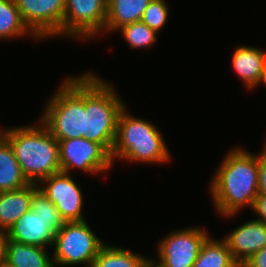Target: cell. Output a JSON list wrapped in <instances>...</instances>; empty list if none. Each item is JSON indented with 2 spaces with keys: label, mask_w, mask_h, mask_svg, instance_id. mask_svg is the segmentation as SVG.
<instances>
[{
  "label": "cell",
  "mask_w": 266,
  "mask_h": 267,
  "mask_svg": "<svg viewBox=\"0 0 266 267\" xmlns=\"http://www.w3.org/2000/svg\"><path fill=\"white\" fill-rule=\"evenodd\" d=\"M242 267H266V246L249 258Z\"/></svg>",
  "instance_id": "26"
},
{
  "label": "cell",
  "mask_w": 266,
  "mask_h": 267,
  "mask_svg": "<svg viewBox=\"0 0 266 267\" xmlns=\"http://www.w3.org/2000/svg\"><path fill=\"white\" fill-rule=\"evenodd\" d=\"M218 167L209 183L213 209L226 219L238 216L244 207L251 210L259 194V153L234 147Z\"/></svg>",
  "instance_id": "1"
},
{
  "label": "cell",
  "mask_w": 266,
  "mask_h": 267,
  "mask_svg": "<svg viewBox=\"0 0 266 267\" xmlns=\"http://www.w3.org/2000/svg\"><path fill=\"white\" fill-rule=\"evenodd\" d=\"M118 32H120L132 49L152 48L153 44L158 41V33L141 20L122 26L118 29Z\"/></svg>",
  "instance_id": "22"
},
{
  "label": "cell",
  "mask_w": 266,
  "mask_h": 267,
  "mask_svg": "<svg viewBox=\"0 0 266 267\" xmlns=\"http://www.w3.org/2000/svg\"><path fill=\"white\" fill-rule=\"evenodd\" d=\"M47 250L7 238L5 264L8 267H54L52 255Z\"/></svg>",
  "instance_id": "16"
},
{
  "label": "cell",
  "mask_w": 266,
  "mask_h": 267,
  "mask_svg": "<svg viewBox=\"0 0 266 267\" xmlns=\"http://www.w3.org/2000/svg\"><path fill=\"white\" fill-rule=\"evenodd\" d=\"M209 234L200 226L172 230L157 243V260L164 267H192Z\"/></svg>",
  "instance_id": "10"
},
{
  "label": "cell",
  "mask_w": 266,
  "mask_h": 267,
  "mask_svg": "<svg viewBox=\"0 0 266 267\" xmlns=\"http://www.w3.org/2000/svg\"><path fill=\"white\" fill-rule=\"evenodd\" d=\"M21 18L39 39L61 38L66 0H15Z\"/></svg>",
  "instance_id": "11"
},
{
  "label": "cell",
  "mask_w": 266,
  "mask_h": 267,
  "mask_svg": "<svg viewBox=\"0 0 266 267\" xmlns=\"http://www.w3.org/2000/svg\"><path fill=\"white\" fill-rule=\"evenodd\" d=\"M166 1L167 0H151L141 18L144 24L157 33H160L169 19V5Z\"/></svg>",
  "instance_id": "23"
},
{
  "label": "cell",
  "mask_w": 266,
  "mask_h": 267,
  "mask_svg": "<svg viewBox=\"0 0 266 267\" xmlns=\"http://www.w3.org/2000/svg\"><path fill=\"white\" fill-rule=\"evenodd\" d=\"M70 175L64 172L53 174L43 179L38 186L65 222L84 221L83 193Z\"/></svg>",
  "instance_id": "12"
},
{
  "label": "cell",
  "mask_w": 266,
  "mask_h": 267,
  "mask_svg": "<svg viewBox=\"0 0 266 267\" xmlns=\"http://www.w3.org/2000/svg\"><path fill=\"white\" fill-rule=\"evenodd\" d=\"M141 267H164L157 259L146 257Z\"/></svg>",
  "instance_id": "28"
},
{
  "label": "cell",
  "mask_w": 266,
  "mask_h": 267,
  "mask_svg": "<svg viewBox=\"0 0 266 267\" xmlns=\"http://www.w3.org/2000/svg\"><path fill=\"white\" fill-rule=\"evenodd\" d=\"M231 59L233 72L242 81L244 87L248 90L256 89L266 62V51L241 45L233 51Z\"/></svg>",
  "instance_id": "14"
},
{
  "label": "cell",
  "mask_w": 266,
  "mask_h": 267,
  "mask_svg": "<svg viewBox=\"0 0 266 267\" xmlns=\"http://www.w3.org/2000/svg\"><path fill=\"white\" fill-rule=\"evenodd\" d=\"M114 87L97 73H85L86 139L101 144L110 154L118 118L126 106Z\"/></svg>",
  "instance_id": "5"
},
{
  "label": "cell",
  "mask_w": 266,
  "mask_h": 267,
  "mask_svg": "<svg viewBox=\"0 0 266 267\" xmlns=\"http://www.w3.org/2000/svg\"><path fill=\"white\" fill-rule=\"evenodd\" d=\"M230 232L223 239L228 244L233 260L240 267L266 246L265 222L252 219Z\"/></svg>",
  "instance_id": "13"
},
{
  "label": "cell",
  "mask_w": 266,
  "mask_h": 267,
  "mask_svg": "<svg viewBox=\"0 0 266 267\" xmlns=\"http://www.w3.org/2000/svg\"><path fill=\"white\" fill-rule=\"evenodd\" d=\"M258 216L256 220L266 223V195L258 194L251 209Z\"/></svg>",
  "instance_id": "25"
},
{
  "label": "cell",
  "mask_w": 266,
  "mask_h": 267,
  "mask_svg": "<svg viewBox=\"0 0 266 267\" xmlns=\"http://www.w3.org/2000/svg\"><path fill=\"white\" fill-rule=\"evenodd\" d=\"M38 184L29 185L18 190L0 192V230L9 228L27 211L30 210L32 192Z\"/></svg>",
  "instance_id": "15"
},
{
  "label": "cell",
  "mask_w": 266,
  "mask_h": 267,
  "mask_svg": "<svg viewBox=\"0 0 266 267\" xmlns=\"http://www.w3.org/2000/svg\"><path fill=\"white\" fill-rule=\"evenodd\" d=\"M127 109L125 106L118 118L112 163L118 159L129 163H168L172 156L160 129L149 120L131 116Z\"/></svg>",
  "instance_id": "3"
},
{
  "label": "cell",
  "mask_w": 266,
  "mask_h": 267,
  "mask_svg": "<svg viewBox=\"0 0 266 267\" xmlns=\"http://www.w3.org/2000/svg\"><path fill=\"white\" fill-rule=\"evenodd\" d=\"M7 250V233L0 230V266L5 264Z\"/></svg>",
  "instance_id": "27"
},
{
  "label": "cell",
  "mask_w": 266,
  "mask_h": 267,
  "mask_svg": "<svg viewBox=\"0 0 266 267\" xmlns=\"http://www.w3.org/2000/svg\"><path fill=\"white\" fill-rule=\"evenodd\" d=\"M106 17L105 0H66L61 36L93 41L104 35Z\"/></svg>",
  "instance_id": "8"
},
{
  "label": "cell",
  "mask_w": 266,
  "mask_h": 267,
  "mask_svg": "<svg viewBox=\"0 0 266 267\" xmlns=\"http://www.w3.org/2000/svg\"><path fill=\"white\" fill-rule=\"evenodd\" d=\"M29 184L11 145L0 134V192L18 190Z\"/></svg>",
  "instance_id": "18"
},
{
  "label": "cell",
  "mask_w": 266,
  "mask_h": 267,
  "mask_svg": "<svg viewBox=\"0 0 266 267\" xmlns=\"http://www.w3.org/2000/svg\"><path fill=\"white\" fill-rule=\"evenodd\" d=\"M212 237L209 236L205 240L192 267H240L233 260L226 241Z\"/></svg>",
  "instance_id": "20"
},
{
  "label": "cell",
  "mask_w": 266,
  "mask_h": 267,
  "mask_svg": "<svg viewBox=\"0 0 266 267\" xmlns=\"http://www.w3.org/2000/svg\"><path fill=\"white\" fill-rule=\"evenodd\" d=\"M0 134L11 145L29 183L39 184L61 172L59 142L39 119L32 125L0 128Z\"/></svg>",
  "instance_id": "2"
},
{
  "label": "cell",
  "mask_w": 266,
  "mask_h": 267,
  "mask_svg": "<svg viewBox=\"0 0 266 267\" xmlns=\"http://www.w3.org/2000/svg\"><path fill=\"white\" fill-rule=\"evenodd\" d=\"M111 0H105L106 4H108Z\"/></svg>",
  "instance_id": "30"
},
{
  "label": "cell",
  "mask_w": 266,
  "mask_h": 267,
  "mask_svg": "<svg viewBox=\"0 0 266 267\" xmlns=\"http://www.w3.org/2000/svg\"><path fill=\"white\" fill-rule=\"evenodd\" d=\"M151 0H111L107 4L105 33L117 31L122 26L140 21Z\"/></svg>",
  "instance_id": "17"
},
{
  "label": "cell",
  "mask_w": 266,
  "mask_h": 267,
  "mask_svg": "<svg viewBox=\"0 0 266 267\" xmlns=\"http://www.w3.org/2000/svg\"><path fill=\"white\" fill-rule=\"evenodd\" d=\"M59 151L60 170L67 174L77 169L96 176L107 173L114 165L111 154L101 144L83 137L60 140Z\"/></svg>",
  "instance_id": "9"
},
{
  "label": "cell",
  "mask_w": 266,
  "mask_h": 267,
  "mask_svg": "<svg viewBox=\"0 0 266 267\" xmlns=\"http://www.w3.org/2000/svg\"><path fill=\"white\" fill-rule=\"evenodd\" d=\"M146 256L129 249L105 244L94 259L91 267H141Z\"/></svg>",
  "instance_id": "21"
},
{
  "label": "cell",
  "mask_w": 266,
  "mask_h": 267,
  "mask_svg": "<svg viewBox=\"0 0 266 267\" xmlns=\"http://www.w3.org/2000/svg\"><path fill=\"white\" fill-rule=\"evenodd\" d=\"M105 242L96 236L86 220L65 222L55 233L54 267L85 265L91 267Z\"/></svg>",
  "instance_id": "7"
},
{
  "label": "cell",
  "mask_w": 266,
  "mask_h": 267,
  "mask_svg": "<svg viewBox=\"0 0 266 267\" xmlns=\"http://www.w3.org/2000/svg\"><path fill=\"white\" fill-rule=\"evenodd\" d=\"M72 76L62 80L39 116L58 142L86 138L85 73Z\"/></svg>",
  "instance_id": "4"
},
{
  "label": "cell",
  "mask_w": 266,
  "mask_h": 267,
  "mask_svg": "<svg viewBox=\"0 0 266 267\" xmlns=\"http://www.w3.org/2000/svg\"><path fill=\"white\" fill-rule=\"evenodd\" d=\"M263 84L266 87V62L264 64V69H263V73L261 75V79H260L256 88H258L259 86H262Z\"/></svg>",
  "instance_id": "29"
},
{
  "label": "cell",
  "mask_w": 266,
  "mask_h": 267,
  "mask_svg": "<svg viewBox=\"0 0 266 267\" xmlns=\"http://www.w3.org/2000/svg\"><path fill=\"white\" fill-rule=\"evenodd\" d=\"M64 223L55 205L38 186L32 192L30 210L9 228L7 238L49 249Z\"/></svg>",
  "instance_id": "6"
},
{
  "label": "cell",
  "mask_w": 266,
  "mask_h": 267,
  "mask_svg": "<svg viewBox=\"0 0 266 267\" xmlns=\"http://www.w3.org/2000/svg\"><path fill=\"white\" fill-rule=\"evenodd\" d=\"M23 36L39 40L23 22L16 1L0 0V40H14Z\"/></svg>",
  "instance_id": "19"
},
{
  "label": "cell",
  "mask_w": 266,
  "mask_h": 267,
  "mask_svg": "<svg viewBox=\"0 0 266 267\" xmlns=\"http://www.w3.org/2000/svg\"><path fill=\"white\" fill-rule=\"evenodd\" d=\"M259 152L258 192L266 195V148Z\"/></svg>",
  "instance_id": "24"
}]
</instances>
